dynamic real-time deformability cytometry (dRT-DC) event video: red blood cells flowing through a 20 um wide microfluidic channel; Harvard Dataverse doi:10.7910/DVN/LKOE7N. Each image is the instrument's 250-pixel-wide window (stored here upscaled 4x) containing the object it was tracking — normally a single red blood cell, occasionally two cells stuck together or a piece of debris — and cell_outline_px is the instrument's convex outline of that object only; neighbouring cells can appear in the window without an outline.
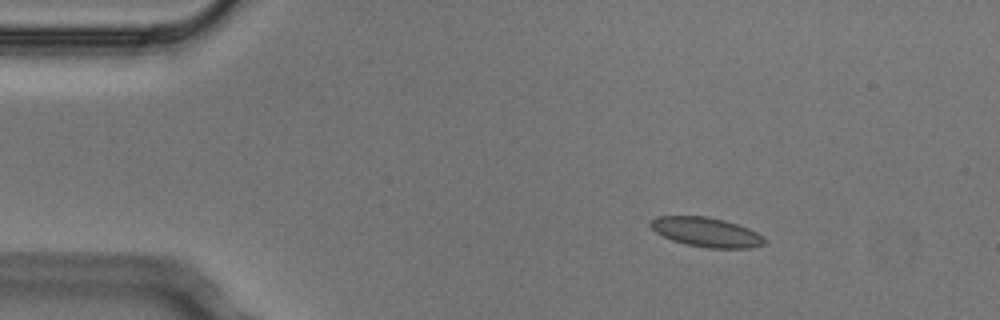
{"species": "Egyptian fruit bat (a non-hibernating species)", "species_latin": "Rousettus aegyptiacus", "temperature_condition": "cold", "stored_images_in_passage": 4, "camera_frame_rate_fps": 3000, "um_per_image_px": 0.085, "animal": {"sex": "male"}, "frame": {"image": 1, "passage_image": 2, "time_ms": 0.333, "image_size_px": [1000, 320], "cell_outline_px": [[764, 244], [748, 248], [708, 248], [688, 244], [672, 240], [656, 232], [648, 224], [656, 216], [708, 216], [724, 220], [748, 228], [764, 236]], "centroid_in_image_um": [60.03, 19.72], "position_along_channel_um": 25.0, "area_um2": 19.36}}